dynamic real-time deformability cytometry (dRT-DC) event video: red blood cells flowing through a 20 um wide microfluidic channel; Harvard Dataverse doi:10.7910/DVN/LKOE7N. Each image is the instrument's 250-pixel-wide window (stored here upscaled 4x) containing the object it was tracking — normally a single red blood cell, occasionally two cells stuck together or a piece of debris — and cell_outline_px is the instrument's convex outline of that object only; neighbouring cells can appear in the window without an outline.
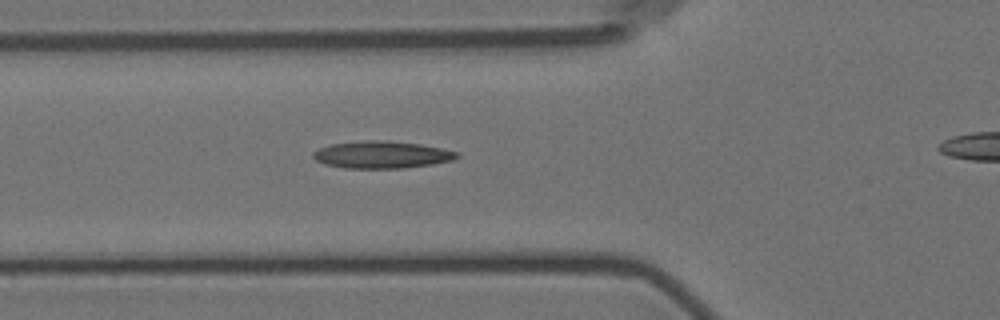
{"species": "Egyptian fruit bat (a non-hibernating species)", "species_latin": "Rousettus aegyptiacus", "temperature_condition": "room temperature", "stored_images_in_passage": 6, "segment_of_instrument_passage": [1, 2], "camera_frame_rate_fps": 3000, "um_per_image_px": 0.085, "animal": {"sex": "female"}, "frame": {"image": 1, "passage_image": 5, "time_ms": 4.333, "image_size_px": [1000, 320], "cell_outline_px": [[460, 156], [452, 160], [432, 164], [404, 168], [344, 168], [324, 164], [316, 160], [312, 156], [312, 152], [320, 148], [332, 144], [372, 140], [380, 140], [420, 144], [460, 152]], "centroid_in_image_um": [32.46, 13.16], "position_along_channel_um": 93.3, "area_um2": 22.6}}